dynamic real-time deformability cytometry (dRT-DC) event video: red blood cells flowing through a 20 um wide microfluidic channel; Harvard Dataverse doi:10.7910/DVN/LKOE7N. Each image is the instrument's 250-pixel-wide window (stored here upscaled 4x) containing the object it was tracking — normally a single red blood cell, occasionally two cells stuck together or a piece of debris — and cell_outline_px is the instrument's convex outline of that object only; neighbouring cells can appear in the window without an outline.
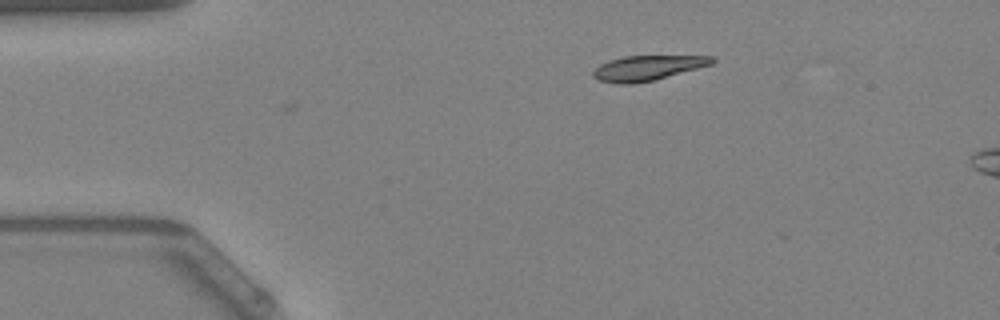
{"species": "Egyptian fruit bat (a non-hibernating species)", "species_latin": "Rousettus aegyptiacus", "temperature_condition": "warm", "stored_images_in_passage": 11, "camera_frame_rate_fps": 3000, "um_per_image_px": 0.085, "animal": {"sex": "female"}, "frame": {"image": 1, "passage_image": 1, "time_ms": 0.0, "image_size_px": [1000, 320], "cell_outline_px": [[716, 60], [712, 64], [656, 80], [632, 84], [616, 84], [596, 80], [592, 76], [592, 72], [600, 64], [608, 60], [624, 56], [712, 56]], "centroid_in_image_um": [54.99, 5.79], "position_along_channel_um": 30.0, "area_um2": 17.46}}
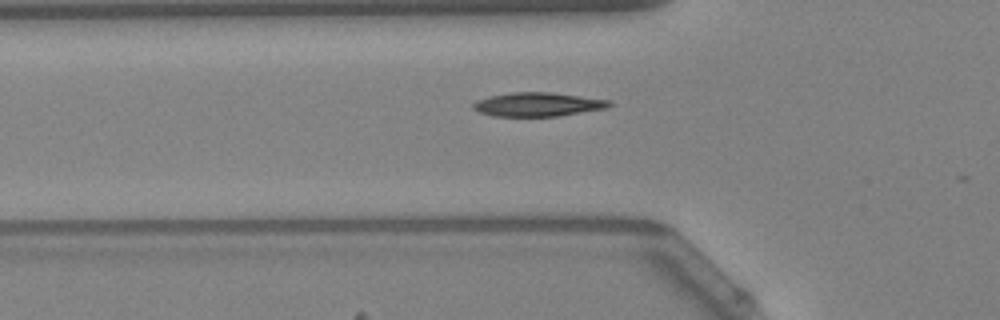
{"frame": {"image": 2, "passage_image": 9, "time_ms": 2.667, "image_size_px": [1000, 320], "cell_outline_px": [[612, 104], [608, 108], [560, 116], [492, 116], [480, 112], [472, 108], [472, 104], [476, 100], [492, 96], [512, 92], [548, 92], [612, 100]], "centroid_in_image_um": [45.74, 8.88], "position_along_channel_um": 80.1, "area_um2": 18.96}}